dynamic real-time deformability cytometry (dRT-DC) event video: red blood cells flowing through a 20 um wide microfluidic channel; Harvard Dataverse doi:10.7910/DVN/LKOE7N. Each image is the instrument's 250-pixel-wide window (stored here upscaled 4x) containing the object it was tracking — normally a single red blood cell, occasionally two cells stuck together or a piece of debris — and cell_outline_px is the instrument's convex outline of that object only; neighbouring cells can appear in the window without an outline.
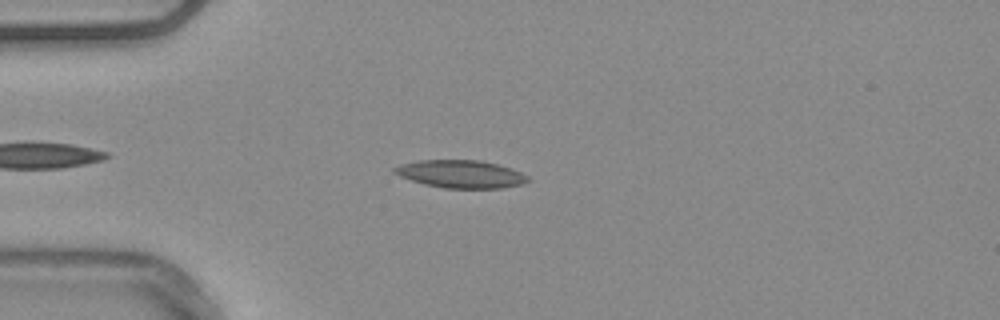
{"species": "common noctule bat (a hibernating species)", "species_latin": "Nyctalus noctula", "temperature_condition": "warm", "stored_images_in_passage": 38, "camera_frame_rate_fps": 3000, "um_per_image_px": 0.085, "animal": {"sex": "male", "body_mass_g": 20.4}, "frame": {"image": 1, "passage_image": 6, "time_ms": 1.667, "image_size_px": [1000, 320], "cell_outline_px": [[532, 180], [524, 184], [504, 188], [444, 188], [424, 184], [400, 176], [392, 172], [392, 168], [400, 164], [420, 160], [480, 160], [496, 164], [520, 172], [528, 176]], "centroid_in_image_um": [39.17, 14.8], "position_along_channel_um": 45.8, "area_um2": 21.62}}
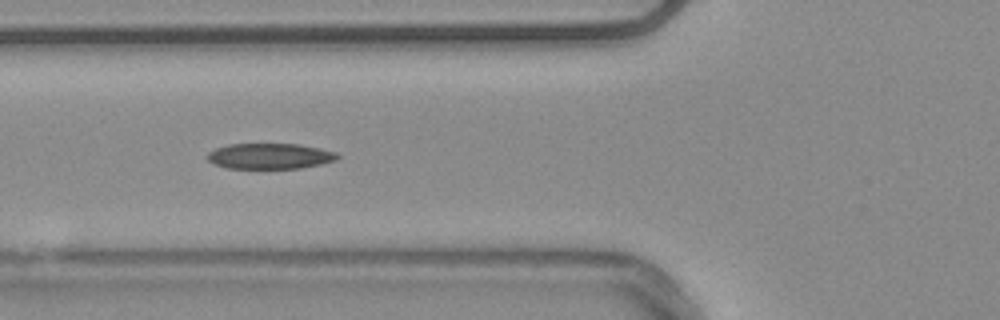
{"frame": {"image": 2, "passage_image": 12, "time_ms": 3.667, "image_size_px": [1000, 320], "cell_outline_px": [[340, 156], [336, 160], [320, 164], [300, 168], [228, 168], [216, 164], [208, 160], [208, 152], [216, 148], [228, 144], [300, 144], [320, 148], [336, 152]], "centroid_in_image_um": [22.96, 13.26], "position_along_channel_um": 102.8, "area_um2": 19.31}, "authors_computed_cell_mechanics": {"area_um2": 20.0277, "velocity_mm_per_s": 3.7749, "shape_relaxation_time_tau1_ms": null, "shape_relaxation_time_tau2_ms": 7.1265, "deformation_change_tau1": null, "deformation_change_tau2": 0.1515}}